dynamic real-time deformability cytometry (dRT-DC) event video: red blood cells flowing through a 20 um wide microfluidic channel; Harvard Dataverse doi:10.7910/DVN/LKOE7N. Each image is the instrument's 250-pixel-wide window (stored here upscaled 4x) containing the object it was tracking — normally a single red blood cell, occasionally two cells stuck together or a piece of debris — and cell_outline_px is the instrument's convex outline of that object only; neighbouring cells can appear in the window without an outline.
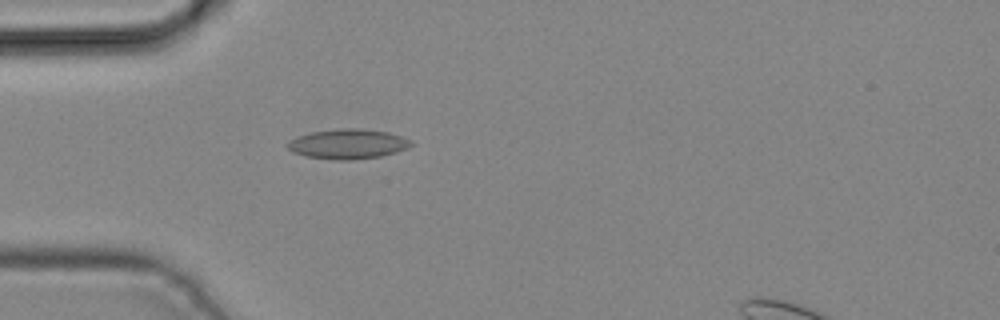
{"species": "common noctule bat (a hibernating species)", "species_latin": "Nyctalus noctula", "temperature_condition": "cold", "stored_images_in_passage": 4, "camera_frame_rate_fps": 3000, "um_per_image_px": 0.085, "animal": {"sex": "male", "body_mass_g": 19.2, "forearm_length_mm": 51.8}, "frame": {"image": 1, "passage_image": 4, "time_ms": 1.0, "image_size_px": [1000, 320], "cell_outline_px": [[416, 144], [408, 148], [396, 152], [380, 156], [352, 160], [336, 160], [308, 156], [292, 152], [288, 148], [288, 140], [312, 132], [340, 128], [360, 128], [388, 132], [412, 140]], "centroid_in_image_um": [29.62, 12.23], "position_along_channel_um": 55.4, "area_um2": 21.44}}